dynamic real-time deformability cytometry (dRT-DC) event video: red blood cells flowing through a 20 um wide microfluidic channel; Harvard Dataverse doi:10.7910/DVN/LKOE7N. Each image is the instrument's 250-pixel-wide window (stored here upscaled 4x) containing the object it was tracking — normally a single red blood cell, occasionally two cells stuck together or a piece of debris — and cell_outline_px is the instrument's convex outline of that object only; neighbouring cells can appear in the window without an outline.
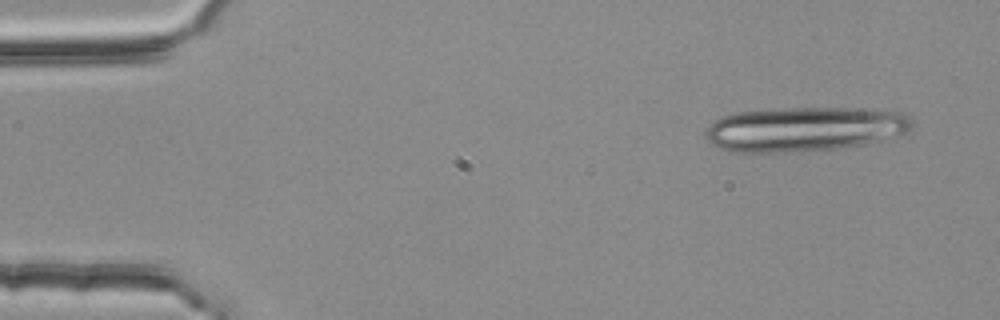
{"species": "common noctule bat (a hibernating species)", "species_latin": "Nyctalus noctula", "temperature_condition": "room temperature", "stored_images_in_passage": 4, "camera_frame_rate_fps": 3000, "um_per_image_px": 0.085, "animal": {"sex": "female", "body_mass_g": 25.1}, "frame": {"image": 1, "passage_image": 1, "time_ms": 0.0, "image_size_px": [1000, 320], "cell_outline_px": [[912, 128], [904, 132], [864, 144], [840, 148], [776, 152], [732, 152], [720, 148], [712, 144], [704, 136], [704, 132], [716, 120], [724, 116], [736, 112], [792, 108], [852, 108], [904, 112], [912, 116]], "centroid_in_image_um": [68.37, 10.96], "position_along_channel_um": 16.6, "area_um2": 53.06}}